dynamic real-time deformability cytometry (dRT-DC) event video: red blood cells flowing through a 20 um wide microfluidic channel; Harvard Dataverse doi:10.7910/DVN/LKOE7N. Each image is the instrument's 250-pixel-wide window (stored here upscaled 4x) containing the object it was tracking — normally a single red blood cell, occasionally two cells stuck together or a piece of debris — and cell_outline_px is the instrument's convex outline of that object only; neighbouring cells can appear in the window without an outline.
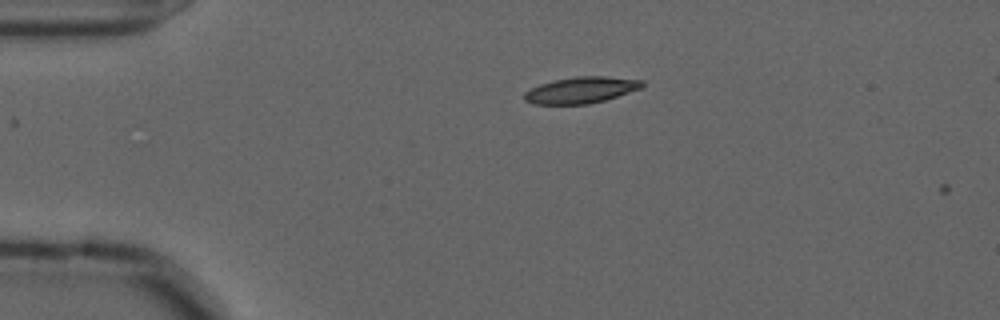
{"species": "common noctule bat (a hibernating species)", "species_latin": "Nyctalus noctula", "temperature_condition": "cold", "stored_images_in_passage": 2, "camera_frame_rate_fps": 3000, "um_per_image_px": 0.085, "animal": {"sex": "male", "forearm_length_mm": 52.5}, "frame": {"image": 1, "passage_image": 1, "time_ms": 0.0, "image_size_px": [1000, 320], "cell_outline_px": [[644, 84], [640, 88], [604, 100], [588, 104], [532, 104], [524, 100], [524, 92], [540, 84], [556, 80], [576, 76], [604, 76], [644, 80]], "centroid_in_image_um": [49.37, 7.65], "position_along_channel_um": 35.6, "area_um2": 17.86}}